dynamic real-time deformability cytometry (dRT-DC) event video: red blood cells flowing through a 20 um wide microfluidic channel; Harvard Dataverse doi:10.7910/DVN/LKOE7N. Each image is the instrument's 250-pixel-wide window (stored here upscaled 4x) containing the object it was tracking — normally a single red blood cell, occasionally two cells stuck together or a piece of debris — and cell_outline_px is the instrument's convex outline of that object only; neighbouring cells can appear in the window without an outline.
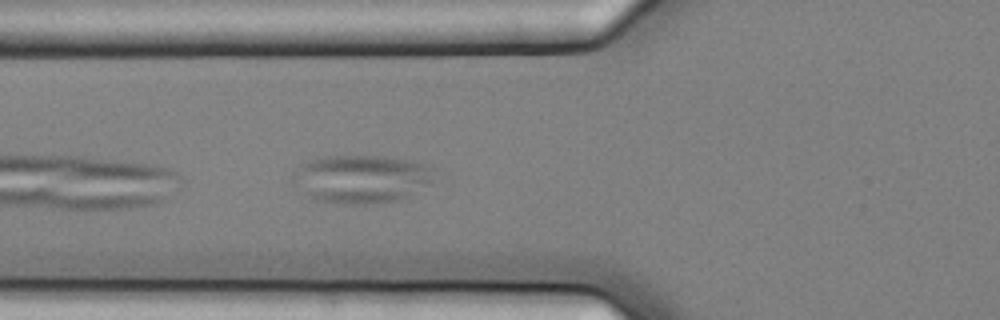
{"species": "common noctule bat (a hibernating species)", "species_latin": "Nyctalus noctula", "temperature_condition": "cold", "stored_images_in_passage": 5, "camera_frame_rate_fps": 3000, "um_per_image_px": 0.085, "animal": {"sex": "female", "body_mass_g": 25.1}, "frame": {"image": 1, "passage_image": 5, "time_ms": 1.333, "image_size_px": [1000, 320], "cell_outline_px": [[436, 168], [428, 184], [408, 196], [400, 200], [380, 204], [344, 204], [320, 200], [312, 196], [292, 184], [292, 172], [308, 160], [324, 156], [380, 156], [408, 160], [424, 164]], "centroid_in_image_um": [30.71, 15.2], "position_along_channel_um": 95.1, "area_um2": 39.59}}